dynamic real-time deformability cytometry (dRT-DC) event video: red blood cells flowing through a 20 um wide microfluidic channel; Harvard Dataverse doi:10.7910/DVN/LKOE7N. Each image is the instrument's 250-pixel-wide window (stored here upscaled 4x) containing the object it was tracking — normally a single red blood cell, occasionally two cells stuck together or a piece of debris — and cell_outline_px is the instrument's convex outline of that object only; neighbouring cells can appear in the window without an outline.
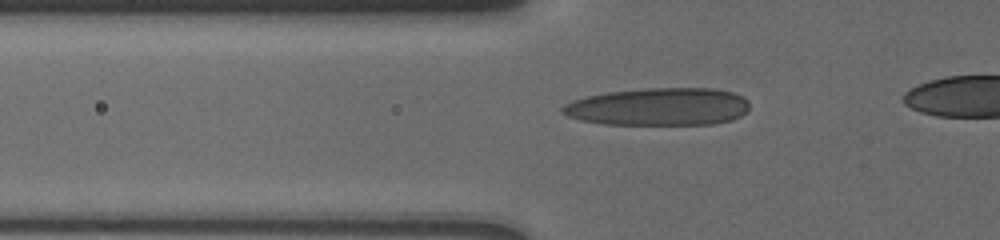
{"species": "human", "species_latin": "Homo sapiens", "temperature_condition": "cold", "stored_images_in_passage": 24, "camera_frame_rate_fps": 3000, "um_per_image_px": 0.085, "donor": {"sex": "male"}, "frame": {"image": 1, "passage_image": 12, "time_ms": 5.333, "image_size_px": [1000, 240], "cell_outline_px": [[748, 108], [740, 116], [732, 120], [712, 124], [604, 124], [580, 120], [568, 116], [560, 112], [560, 108], [564, 104], [572, 100], [588, 96], [608, 92], [644, 88], [712, 88], [732, 92], [748, 100]], "centroid_in_image_um": [55.95, 9.07], "position_along_channel_um": 69.8, "area_um2": 41.04}}
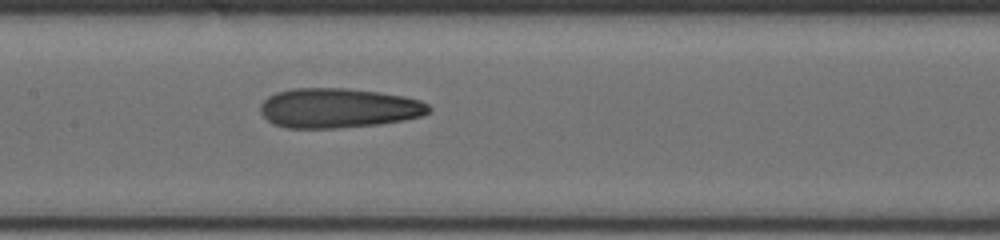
{"frame": {"image": 2, "passage_image": 17, "time_ms": 8.333, "image_size_px": [1000, 240], "cell_outline_px": [[432, 108], [428, 112], [420, 116], [404, 120], [380, 124], [336, 128], [288, 128], [272, 124], [260, 112], [260, 104], [268, 96], [276, 92], [292, 88], [348, 88], [380, 92], [404, 96], [420, 100], [428, 104]], "centroid_in_image_um": [28.75, 9.18], "position_along_channel_um": 178.7, "area_um2": 39.19}}
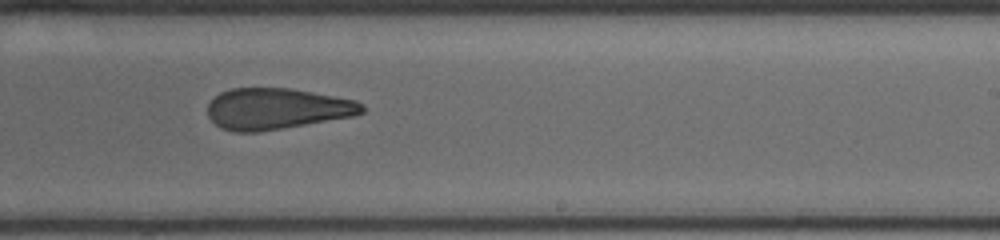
{"frame": {"image": 3, "passage_image": 22, "time_ms": 10.667, "image_size_px": [1000, 240], "cell_outline_px": [[364, 112], [352, 116], [260, 132], [236, 132], [220, 128], [208, 116], [208, 104], [220, 92], [232, 88], [292, 88], [356, 100], [364, 104]], "centroid_in_image_um": [23.52, 9.24], "position_along_channel_um": 265.5, "area_um2": 36.99}}